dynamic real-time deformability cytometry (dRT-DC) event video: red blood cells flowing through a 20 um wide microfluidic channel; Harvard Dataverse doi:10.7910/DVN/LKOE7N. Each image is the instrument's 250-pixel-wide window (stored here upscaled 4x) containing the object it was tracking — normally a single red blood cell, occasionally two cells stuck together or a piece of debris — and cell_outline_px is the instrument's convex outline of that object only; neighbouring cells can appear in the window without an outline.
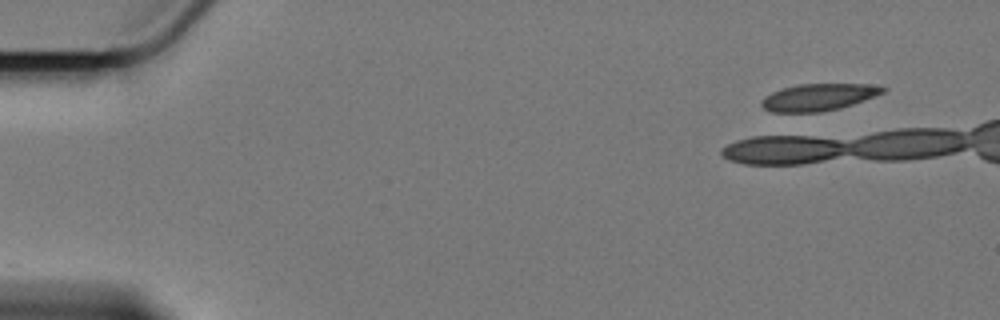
{"species": "Egyptian fruit bat (a non-hibernating species)", "species_latin": "Rousettus aegyptiacus", "temperature_condition": "cold", "stored_images_in_passage": 1, "camera_frame_rate_fps": 3000, "um_per_image_px": 0.085, "animal": {"sex": "female"}, "frame": {"image": 1, "passage_image": 1, "time_ms": 0.0, "image_size_px": [1000, 320], "cell_outline_px": [[888, 88], [884, 92], [864, 100], [840, 108], [820, 112], [772, 112], [764, 108], [760, 104], [760, 100], [764, 96], [772, 92], [784, 88], [800, 84], [868, 84]], "centroid_in_image_um": [69.54, 8.26], "position_along_channel_um": 15.5, "area_um2": 18.96}}